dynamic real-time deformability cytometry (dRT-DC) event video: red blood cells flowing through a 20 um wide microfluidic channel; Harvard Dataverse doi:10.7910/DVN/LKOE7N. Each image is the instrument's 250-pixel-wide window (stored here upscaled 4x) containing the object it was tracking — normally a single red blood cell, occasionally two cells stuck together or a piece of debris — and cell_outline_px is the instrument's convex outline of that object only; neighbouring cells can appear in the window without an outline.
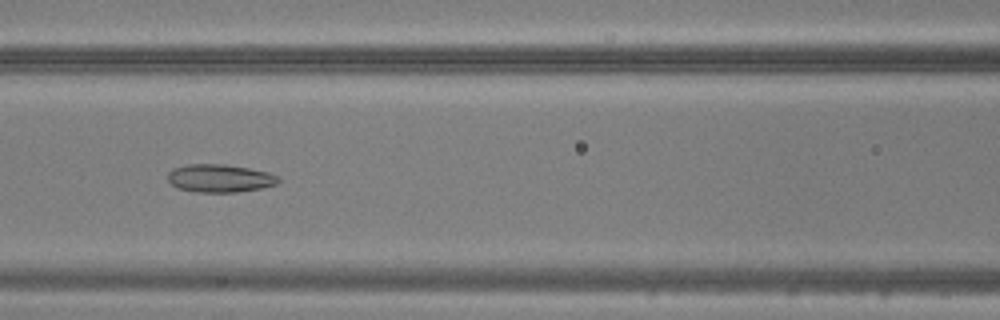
{"species": "common noctule bat (a hibernating species)", "species_latin": "Nyctalus noctula", "temperature_condition": "warm", "stored_images_in_passage": 35, "camera_frame_rate_fps": 3000, "um_per_image_px": 0.085, "animal": {"sex": "male", "body_mass_g": 20.5, "forearm_length_mm": 52.5}, "frame": {"image": 1, "passage_image": 8, "time_ms": 2.333, "image_size_px": [1000, 320], "cell_outline_px": [[280, 180], [276, 184], [260, 188], [236, 192], [196, 192], [176, 188], [168, 180], [168, 172], [172, 168], [188, 164], [224, 164], [248, 168], [268, 172], [280, 176]], "centroid_in_image_um": [18.67, 15.15], "position_along_channel_um": 147.9, "area_um2": 18.09}}
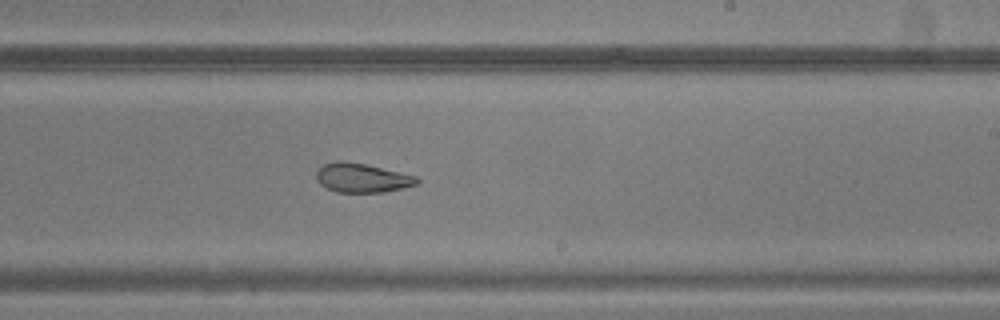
{"frame": {"image": 2, "passage_image": 16, "time_ms": 5.0, "image_size_px": [1000, 320], "cell_outline_px": [[420, 180], [416, 184], [384, 192], [336, 192], [320, 184], [316, 180], [316, 172], [324, 164], [336, 160], [344, 160], [364, 164], [416, 176]], "centroid_in_image_um": [30.72, 15.11], "position_along_channel_um": 258.3, "area_um2": 16.88}}
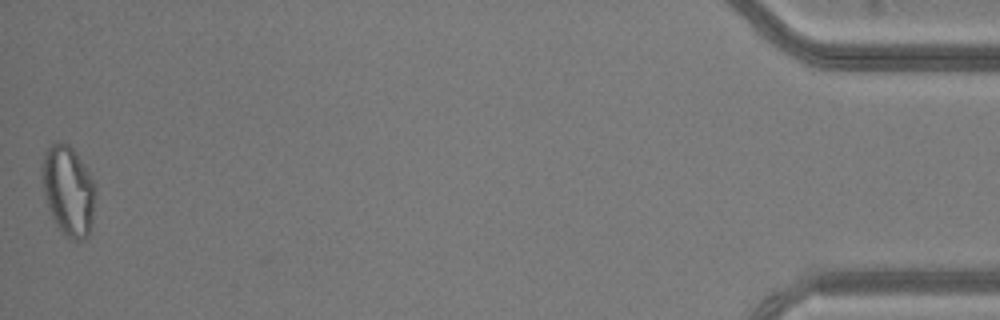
{"frame": {"image": 3, "passage_image": 35, "time_ms": 11.333, "image_size_px": [1000, 320], "cell_outline_px": [[92, 224], [88, 236], [84, 240], [76, 240], [64, 236], [56, 224], [48, 208], [44, 192], [40, 168], [44, 152], [52, 144], [60, 140], [68, 144], [76, 152], [88, 172], [92, 180]], "centroid_in_image_um": [5.75, 16.19], "position_along_channel_um": 429.5, "area_um2": 27.51}}